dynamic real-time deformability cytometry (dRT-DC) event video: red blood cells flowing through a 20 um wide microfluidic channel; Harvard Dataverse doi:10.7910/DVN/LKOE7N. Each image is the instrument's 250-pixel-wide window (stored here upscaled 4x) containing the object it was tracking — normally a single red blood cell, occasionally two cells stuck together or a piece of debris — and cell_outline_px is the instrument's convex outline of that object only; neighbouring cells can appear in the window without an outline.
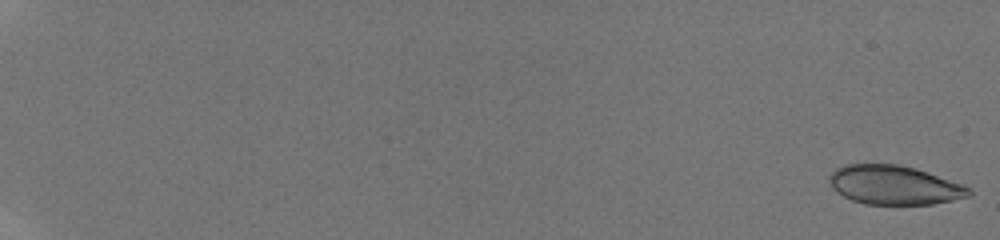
{"species": "human", "species_latin": "Homo sapiens", "temperature_condition": "room temperature", "stored_images_in_passage": 95, "camera_frame_rate_fps": 3000, "um_per_image_px": 0.085, "donor": {"sex": "male"}, "frame": {"image": 1, "passage_image": 1, "time_ms": 0.0, "image_size_px": [1000, 240], "cell_outline_px": [[972, 196], [932, 204], [864, 204], [852, 200], [836, 192], [832, 188], [828, 180], [828, 176], [836, 168], [844, 164], [900, 164], [916, 168], [972, 188]], "centroid_in_image_um": [75.99, 15.73], "position_along_channel_um": 9.0, "area_um2": 31.91}}
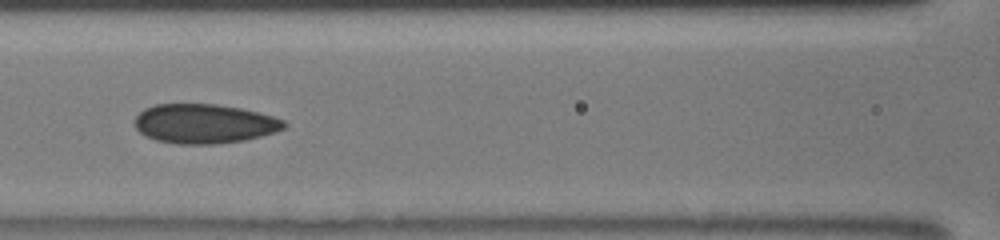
{"frame": {"image": 2, "passage_image": 66, "time_ms": 9.333, "image_size_px": [1000, 240], "cell_outline_px": [[288, 124], [284, 128], [260, 136], [244, 140], [216, 144], [180, 144], [156, 140], [144, 136], [136, 128], [136, 116], [144, 108], [156, 104], [216, 104], [240, 108], [272, 116], [284, 120]], "centroid_in_image_um": [17.34, 10.51], "position_along_channel_um": 149.3, "area_um2": 34.1}}
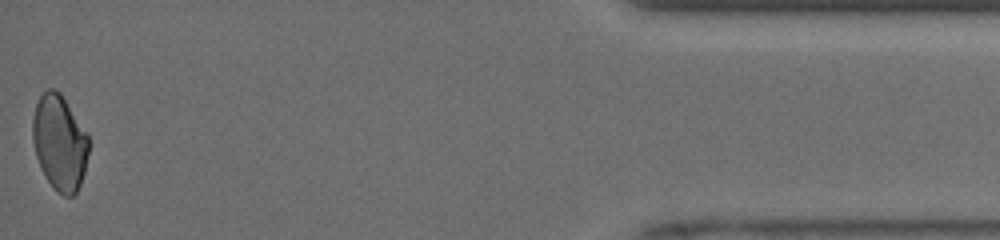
{"frame": {"image": 3, "passage_image": 95, "time_ms": 17.667, "image_size_px": [1000, 240], "cell_outline_px": [[88, 152], [84, 172], [80, 184], [76, 192], [72, 196], [64, 196], [56, 192], [44, 176], [40, 168], [36, 156], [32, 140], [32, 120], [36, 104], [40, 96], [48, 88], [56, 88], [60, 92], [88, 136]], "centroid_in_image_um": [5.03, 12.14], "position_along_channel_um": 430.2, "area_um2": 31.1}, "authors_computed_cell_mechanics": {"area_um2": 33.0616, "velocity_mm_per_s": 4.1424, "shape_relaxation_time_tau1_ms": 11.1661, "shape_relaxation_time_tau2_ms": 2.5501, "deformation_change_tau1": 0.1785, "deformation_change_tau2": 0.0773}}